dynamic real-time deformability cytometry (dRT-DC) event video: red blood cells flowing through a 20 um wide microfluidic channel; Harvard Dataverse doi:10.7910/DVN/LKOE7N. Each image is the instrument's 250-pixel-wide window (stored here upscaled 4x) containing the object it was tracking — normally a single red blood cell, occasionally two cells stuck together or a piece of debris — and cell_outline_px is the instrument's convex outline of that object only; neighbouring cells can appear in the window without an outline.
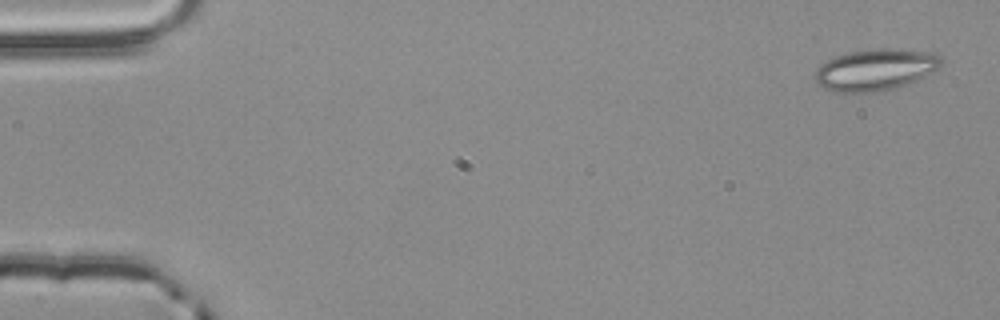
{"species": "common noctule bat (a hibernating species)", "species_latin": "Nyctalus noctula", "temperature_condition": "room temperature", "stored_images_in_passage": 54, "camera_frame_rate_fps": 3000, "um_per_image_px": 0.085, "animal": {"sex": "male", "body_mass_g": 20.4}, "frame": {"image": 1, "passage_image": 2, "time_ms": 0.333, "image_size_px": [1000, 320], "cell_outline_px": [[944, 60], [940, 68], [908, 84], [896, 88], [876, 92], [832, 92], [824, 88], [816, 80], [816, 72], [820, 64], [832, 56], [872, 48], [888, 48], [936, 52]], "centroid_in_image_um": [74.45, 5.91], "position_along_channel_um": 10.5, "area_um2": 30.87}}
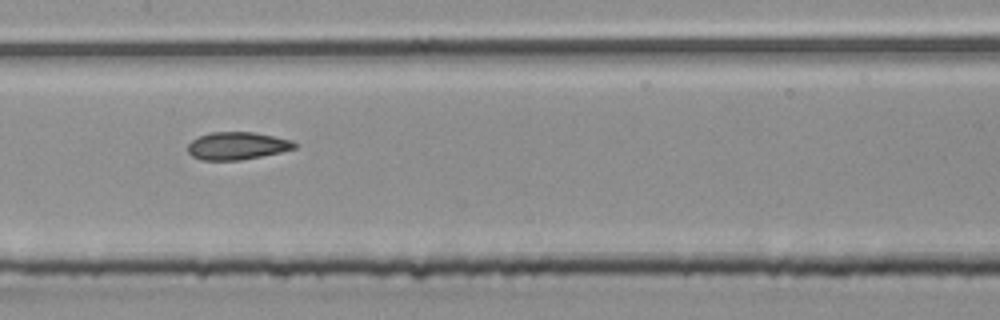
{"frame": {"image": 2, "passage_image": 27, "time_ms": 8.667, "image_size_px": [1000, 320], "cell_outline_px": [[296, 148], [280, 152], [240, 160], [204, 160], [192, 156], [188, 152], [188, 144], [192, 140], [208, 132], [256, 132], [292, 140], [296, 144]], "centroid_in_image_um": [20.15, 12.38], "position_along_channel_um": 187.2, "area_um2": 17.11}}
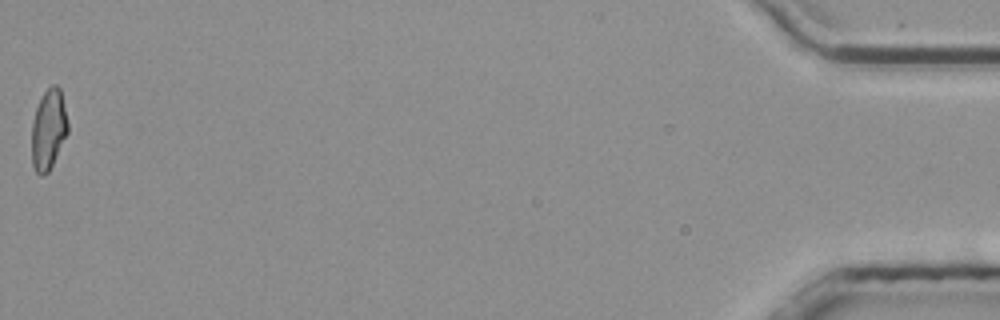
{"frame": {"image": 3, "passage_image": 54, "time_ms": 17.667, "image_size_px": [1000, 320], "cell_outline_px": [[68, 132], [48, 172], [44, 176], [40, 176], [36, 172], [32, 164], [32, 120], [36, 108], [44, 92], [52, 84], [56, 84], [60, 88], [68, 120]], "centroid_in_image_um": [4.12, 11.0], "position_along_channel_um": 431.1, "area_um2": 16.88}, "authors_computed_cell_mechanics": {"area_um2": 17.5423, "velocity_mm_per_s": 3.8725, "shape_relaxation_time_tau1_ms": 10.2594, "shape_relaxation_time_tau2_ms": 2.7286, "deformation_change_tau1": 0.1748, "deformation_change_tau2": 0.0883}}